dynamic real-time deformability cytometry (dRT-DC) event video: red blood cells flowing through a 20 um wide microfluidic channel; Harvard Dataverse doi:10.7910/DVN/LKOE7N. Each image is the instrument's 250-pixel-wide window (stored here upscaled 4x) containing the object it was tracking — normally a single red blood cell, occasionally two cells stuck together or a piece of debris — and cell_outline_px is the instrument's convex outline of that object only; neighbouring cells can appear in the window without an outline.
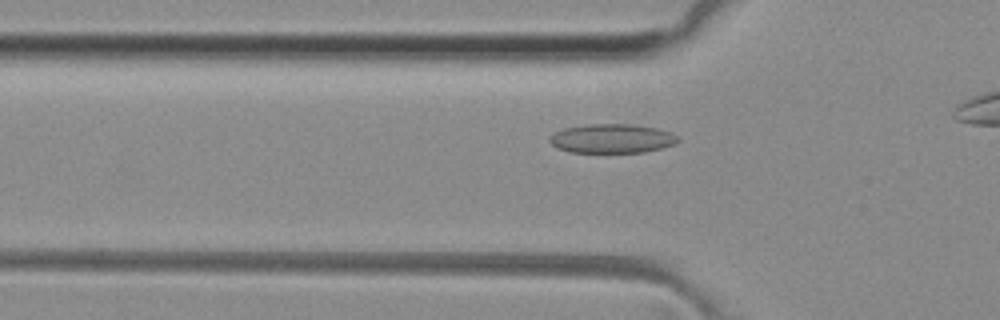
{"species": "common noctule bat (a hibernating species)", "species_latin": "Nyctalus noctula", "temperature_condition": "room temperature", "stored_images_in_passage": 33, "camera_frame_rate_fps": 3000, "um_per_image_px": 0.085, "animal": {"sex": "female", "body_mass_g": 29.2, "forearm_length_mm": 56.3}, "frame": {"image": 1, "passage_image": 9, "time_ms": 2.667, "image_size_px": [1000, 320], "cell_outline_px": [[680, 140], [676, 144], [644, 152], [568, 152], [552, 144], [548, 140], [548, 136], [552, 132], [564, 128], [588, 124], [632, 124], [656, 128], [672, 132]], "centroid_in_image_um": [52.0, 11.77], "position_along_channel_um": 73.8, "area_um2": 21.85}}
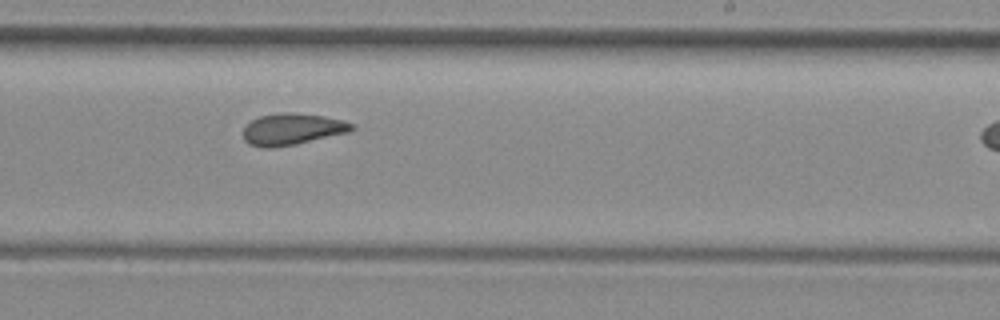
{"frame": {"image": 2, "passage_image": 23, "time_ms": 7.333, "image_size_px": [1000, 320], "cell_outline_px": [[356, 128], [352, 132], [296, 144], [272, 148], [264, 148], [248, 144], [244, 140], [244, 128], [252, 120], [260, 116], [284, 112], [292, 112], [324, 116], [344, 120], [352, 124]], "centroid_in_image_um": [24.88, 10.98], "position_along_channel_um": 264.1, "area_um2": 20.11}}
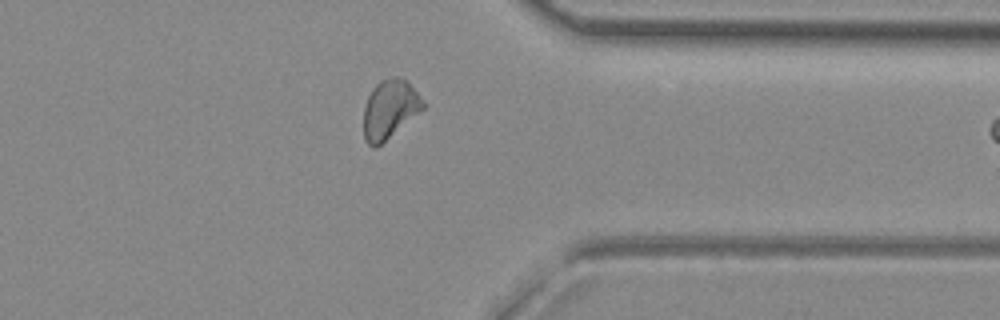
{"frame": {"image": 3, "passage_image": 32, "time_ms": 10.333, "image_size_px": [1000, 320], "cell_outline_px": [[424, 108], [376, 148], [372, 148], [364, 140], [364, 104], [372, 88], [380, 80], [392, 76], [400, 76], [424, 100]], "centroid_in_image_um": [33.09, 9.28], "position_along_channel_um": 378.3, "area_um2": 20.17}}